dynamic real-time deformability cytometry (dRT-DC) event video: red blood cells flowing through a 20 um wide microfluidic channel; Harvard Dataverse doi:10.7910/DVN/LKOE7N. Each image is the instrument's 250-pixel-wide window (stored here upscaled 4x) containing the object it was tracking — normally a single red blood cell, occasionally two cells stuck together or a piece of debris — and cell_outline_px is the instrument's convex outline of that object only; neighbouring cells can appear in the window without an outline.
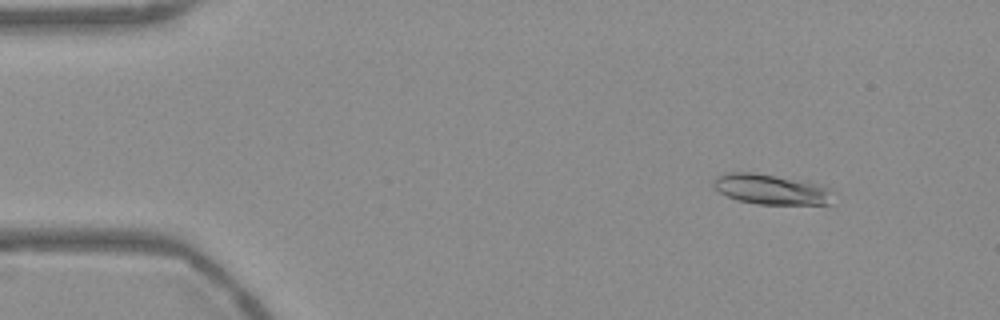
{"species": "Egyptian fruit bat (a non-hibernating species)", "species_latin": "Rousettus aegyptiacus", "temperature_condition": "warm", "stored_images_in_passage": 54, "camera_frame_rate_fps": 3000, "um_per_image_px": 0.085, "frame": {"image": 1, "passage_image": 6, "time_ms": 1.667, "image_size_px": [1000, 320], "cell_outline_px": [[832, 204], [756, 204], [736, 200], [720, 192], [712, 184], [712, 180], [716, 176], [724, 172], [752, 172], [808, 180], [832, 188]], "centroid_in_image_um": [65.57, 16.07], "position_along_channel_um": 19.4, "area_um2": 21.62}}
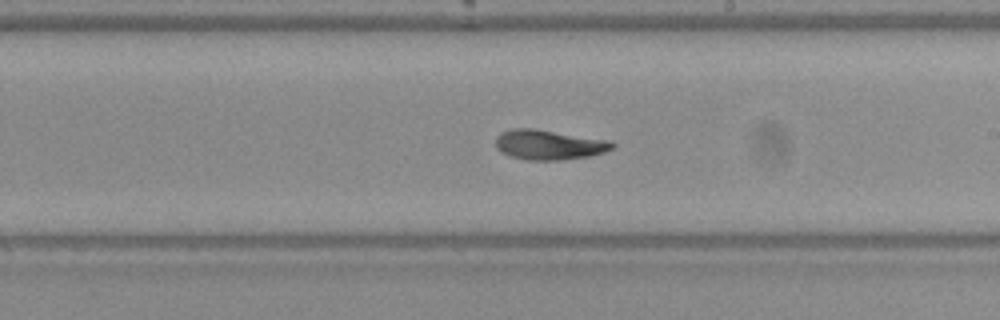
{"frame": {"image": 2, "passage_image": 31, "time_ms": 10.0, "image_size_px": [1000, 320], "cell_outline_px": [[616, 144], [612, 148], [604, 152], [588, 156], [556, 160], [528, 160], [512, 156], [500, 152], [496, 148], [496, 136], [500, 132], [512, 128], [532, 128], [612, 140]], "centroid_in_image_um": [46.65, 12.29], "position_along_channel_um": 242.3, "area_um2": 20.35}}
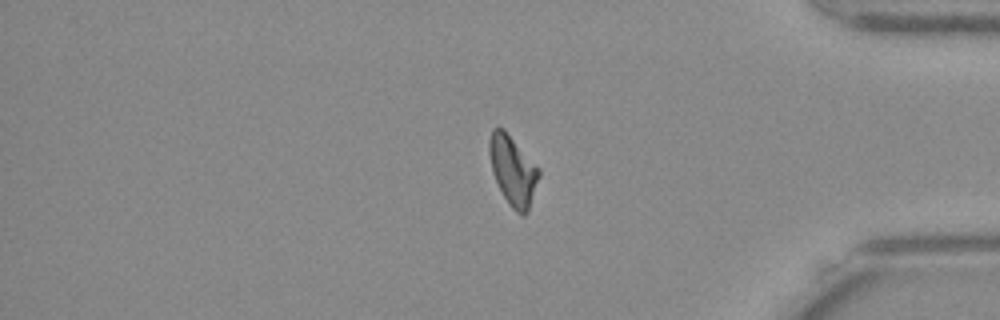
{"frame": {"image": 3, "passage_image": 45, "time_ms": 14.667, "image_size_px": [1000, 320], "cell_outline_px": [[540, 176], [528, 212], [524, 216], [520, 216], [508, 204], [492, 172], [488, 152], [488, 140], [492, 128], [504, 128], [540, 168]], "centroid_in_image_um": [43.6, 14.48], "position_along_channel_um": 391.6, "area_um2": 20.4}, "authors_computed_cell_mechanics": {"area_um2": 19.7676, "velocity_mm_per_s": 3.741, "shape_relaxation_time_tau1_ms": 5.9676, "shape_relaxation_time_tau2_ms": 2.0524, "deformation_change_tau1": 0.1942, "deformation_change_tau2": 0.0746}}